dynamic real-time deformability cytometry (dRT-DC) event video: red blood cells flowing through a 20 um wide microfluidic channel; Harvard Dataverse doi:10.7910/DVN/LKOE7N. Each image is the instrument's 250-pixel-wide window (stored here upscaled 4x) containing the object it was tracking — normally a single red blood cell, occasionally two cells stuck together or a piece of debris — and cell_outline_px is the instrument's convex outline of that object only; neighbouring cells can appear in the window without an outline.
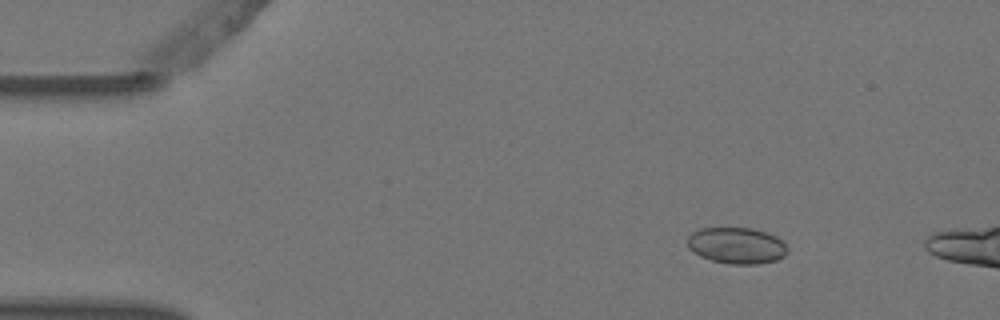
{"species": "Egyptian fruit bat (a non-hibernating species)", "species_latin": "Rousettus aegyptiacus", "temperature_condition": "warm", "stored_images_in_passage": 3, "camera_frame_rate_fps": 3000, "um_per_image_px": 0.085, "animal": {"sex": "female"}, "frame": {"image": 1, "passage_image": 2, "time_ms": 0.333, "image_size_px": [1000, 320], "cell_outline_px": [[788, 252], [784, 256], [776, 260], [760, 264], [732, 264], [712, 260], [700, 256], [692, 252], [688, 248], [688, 236], [692, 232], [700, 228], [752, 228], [768, 232], [776, 236], [788, 248]], "centroid_in_image_um": [62.62, 20.87], "position_along_channel_um": 22.4, "area_um2": 21.27}}